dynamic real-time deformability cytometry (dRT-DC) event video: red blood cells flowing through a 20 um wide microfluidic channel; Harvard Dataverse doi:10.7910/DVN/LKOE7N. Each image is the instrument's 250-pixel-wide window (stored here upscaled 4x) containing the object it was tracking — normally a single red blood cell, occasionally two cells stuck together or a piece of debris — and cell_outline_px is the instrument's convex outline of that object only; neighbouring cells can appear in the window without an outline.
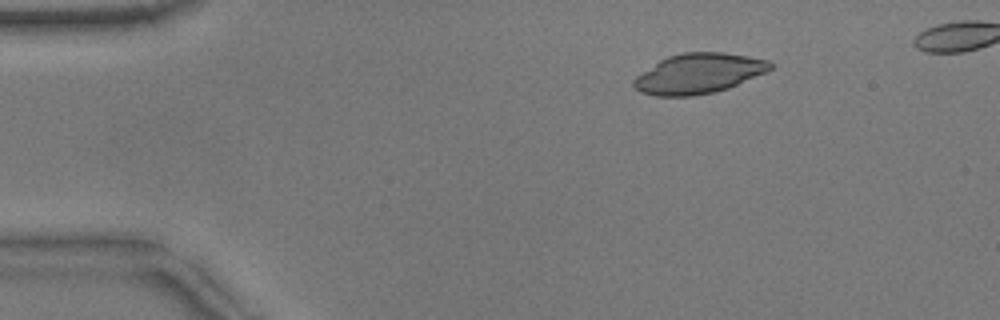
{"species": "common noctule bat (a hibernating species)", "species_latin": "Nyctalus noctula", "temperature_condition": "warm", "stored_images_in_passage": 43, "camera_frame_rate_fps": 3000, "um_per_image_px": 0.085, "animal": {"sex": "male", "body_mass_g": 17.9}, "frame": {"image": 1, "passage_image": 1, "time_ms": 0.0, "image_size_px": [1000, 320], "cell_outline_px": [[772, 68], [768, 72], [728, 88], [712, 92], [692, 96], [656, 96], [640, 92], [632, 84], [632, 80], [636, 76], [660, 60], [668, 56], [684, 52], [724, 52], [748, 56], [768, 60], [772, 64]], "centroid_in_image_um": [59.39, 6.24], "position_along_channel_um": 25.6, "area_um2": 31.85}}